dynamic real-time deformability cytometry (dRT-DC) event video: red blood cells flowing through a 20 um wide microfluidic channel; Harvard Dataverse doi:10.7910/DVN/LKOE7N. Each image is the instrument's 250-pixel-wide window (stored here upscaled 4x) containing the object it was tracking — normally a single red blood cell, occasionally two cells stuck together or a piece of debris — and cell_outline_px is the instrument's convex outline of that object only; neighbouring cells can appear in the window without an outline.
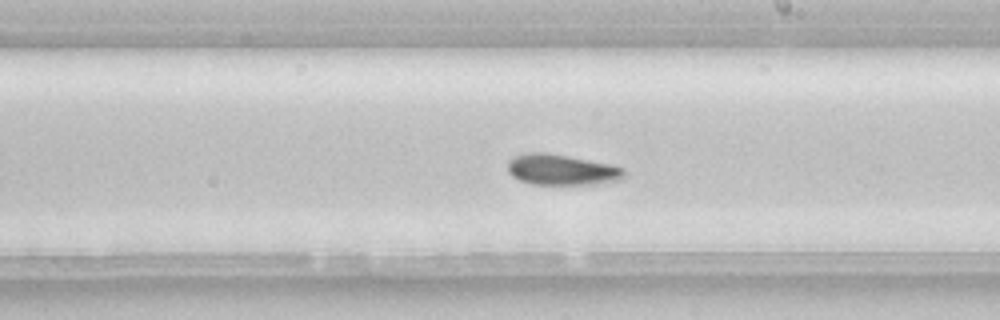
{"species": "common noctule bat (a hibernating species)", "species_latin": "Nyctalus noctula", "temperature_condition": "room temperature", "stored_images_in_passage": 41, "camera_frame_rate_fps": 3000, "um_per_image_px": 0.085, "animal": {"sex": "female", "body_mass_g": 22.7, "forearm_length_mm": 54.2}, "frame": {"image": 1, "passage_image": 18, "time_ms": 5.667, "image_size_px": [1000, 320], "cell_outline_px": [[624, 180], [600, 184], [532, 184], [520, 180], [512, 176], [508, 172], [508, 160], [516, 156], [528, 152], [548, 152], [612, 164], [624, 168]], "centroid_in_image_um": [47.78, 14.42], "position_along_channel_um": 241.2, "area_um2": 21.15}, "authors_computed_cell_mechanics": {"area_um2": 20.7502, "velocity_mm_per_s": 3.8932, "shape_relaxation_time_tau1_ms": 3.1537, "shape_relaxation_time_tau2_ms": null, "deformation_change_tau1": 0.0847, "deformation_change_tau2": null}}